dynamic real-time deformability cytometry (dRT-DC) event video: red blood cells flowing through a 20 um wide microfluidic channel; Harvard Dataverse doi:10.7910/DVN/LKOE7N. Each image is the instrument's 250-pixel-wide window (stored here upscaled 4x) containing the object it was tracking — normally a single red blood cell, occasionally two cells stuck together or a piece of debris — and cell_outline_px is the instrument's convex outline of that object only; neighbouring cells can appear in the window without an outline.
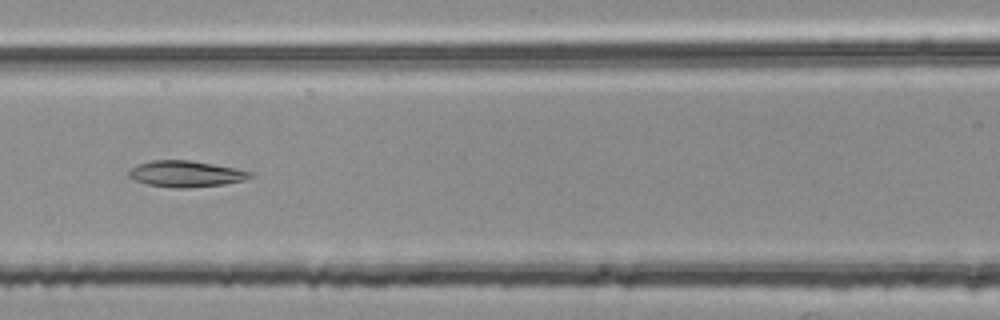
{"species": "common noctule bat (a hibernating species)", "species_latin": "Nyctalus noctula", "temperature_condition": "room temperature", "stored_images_in_passage": 54, "segment_of_instrument_passage": [1, 2], "camera_frame_rate_fps": 3000, "um_per_image_px": 0.085, "animal": {"sex": "female", "body_mass_g": 25.1}, "frame": {"image": 1, "passage_image": 23, "time_ms": 7.333, "image_size_px": [1000, 320], "cell_outline_px": [[252, 176], [244, 180], [224, 184], [188, 188], [176, 188], [148, 184], [136, 180], [128, 176], [128, 172], [136, 164], [152, 160], [188, 160], [212, 164], [252, 172]], "centroid_in_image_um": [15.76, 14.78], "position_along_channel_um": 150.8, "area_um2": 18.26}}
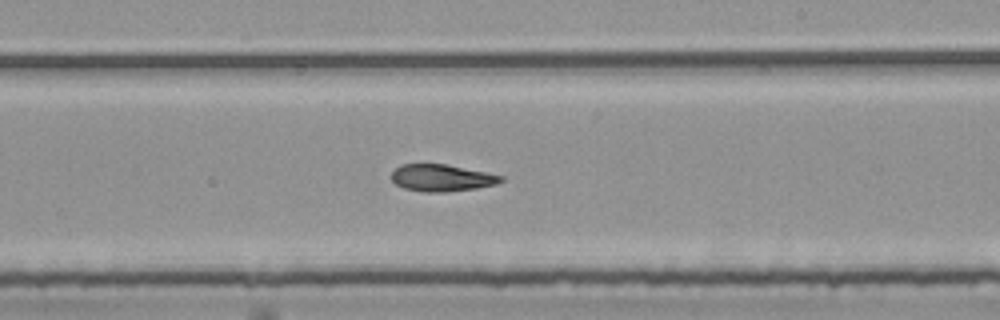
{"frame": {"image": 2, "passage_image": 31, "time_ms": 10.0, "image_size_px": [1000, 320], "cell_outline_px": [[504, 180], [496, 184], [476, 188], [444, 192], [424, 192], [404, 188], [396, 184], [388, 176], [400, 164], [448, 164], [504, 176]], "centroid_in_image_um": [37.52, 15.11], "position_along_channel_um": 251.5, "area_um2": 17.28}}
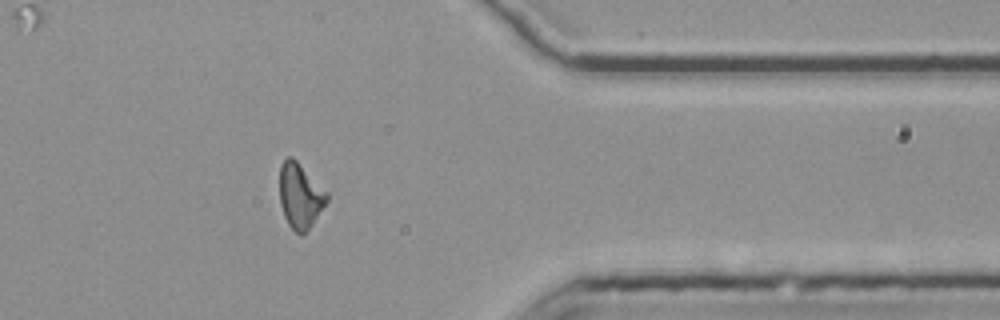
{"frame": {"image": 3, "passage_image": 43, "time_ms": 14.0, "image_size_px": [1000, 320], "cell_outline_px": [[328, 200], [312, 224], [300, 236], [288, 224], [284, 216], [280, 204], [280, 164], [288, 156], [292, 156], [328, 192]], "centroid_in_image_um": [25.51, 16.62], "position_along_channel_um": 385.9, "area_um2": 17.8}}